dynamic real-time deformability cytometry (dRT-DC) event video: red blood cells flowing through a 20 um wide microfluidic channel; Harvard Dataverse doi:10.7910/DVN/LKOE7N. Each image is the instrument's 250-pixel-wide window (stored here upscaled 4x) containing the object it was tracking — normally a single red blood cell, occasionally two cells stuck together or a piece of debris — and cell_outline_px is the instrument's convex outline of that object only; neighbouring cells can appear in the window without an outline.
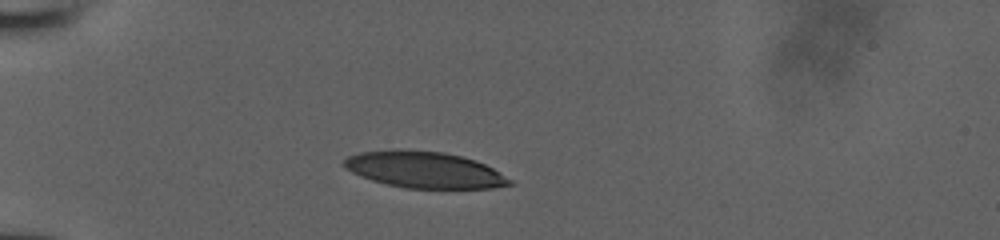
{"species": "human", "species_latin": "Homo sapiens", "temperature_condition": "room temperature", "stored_images_in_passage": 33, "camera_frame_rate_fps": 3000, "um_per_image_px": 0.085, "donor": {"sex": "male"}, "frame": {"image": 1, "passage_image": 1, "time_ms": 0.0, "image_size_px": [1000, 240], "cell_outline_px": [[516, 184], [492, 188], [404, 188], [372, 180], [360, 176], [352, 172], [344, 164], [344, 160], [348, 156], [360, 152], [444, 152], [476, 160], [492, 168], [512, 180]], "centroid_in_image_um": [36.16, 14.48], "position_along_channel_um": 48.8, "area_um2": 33.93}}
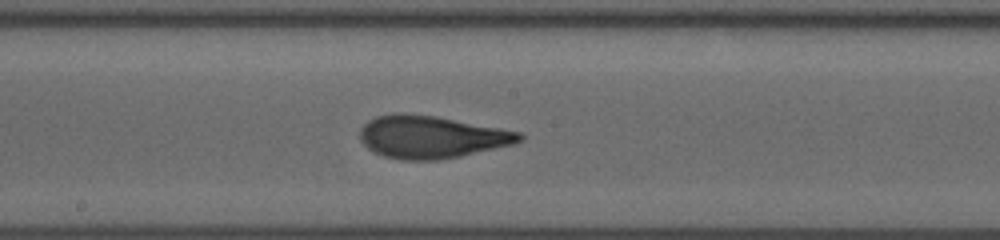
{"frame": {"image": 2, "passage_image": 15, "time_ms": 4.667, "image_size_px": [1000, 240], "cell_outline_px": [[524, 140], [512, 144], [460, 156], [440, 160], [404, 160], [384, 156], [368, 148], [360, 140], [360, 128], [368, 120], [376, 116], [392, 112], [404, 112], [436, 116], [500, 128], [520, 132], [524, 136]], "centroid_in_image_um": [36.63, 11.62], "position_along_channel_um": 211.6, "area_um2": 39.54}}
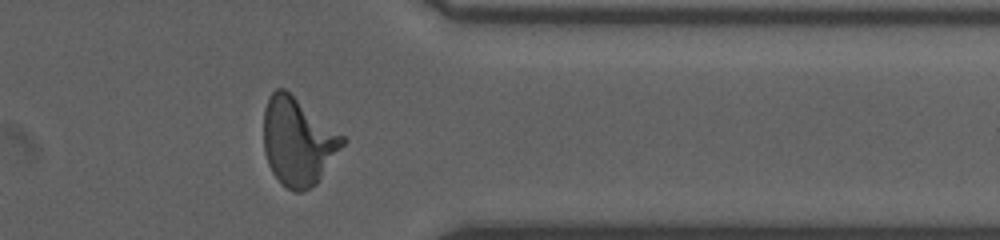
{"frame": {"image": 3, "passage_image": 28, "time_ms": 9.0, "image_size_px": [1000, 240], "cell_outline_px": [[348, 140], [316, 184], [304, 192], [296, 192], [280, 184], [272, 172], [268, 164], [264, 152], [264, 108], [268, 96], [276, 88], [284, 88], [344, 136]], "centroid_in_image_um": [25.31, 12.04], "position_along_channel_um": 386.1, "area_um2": 40.4}}